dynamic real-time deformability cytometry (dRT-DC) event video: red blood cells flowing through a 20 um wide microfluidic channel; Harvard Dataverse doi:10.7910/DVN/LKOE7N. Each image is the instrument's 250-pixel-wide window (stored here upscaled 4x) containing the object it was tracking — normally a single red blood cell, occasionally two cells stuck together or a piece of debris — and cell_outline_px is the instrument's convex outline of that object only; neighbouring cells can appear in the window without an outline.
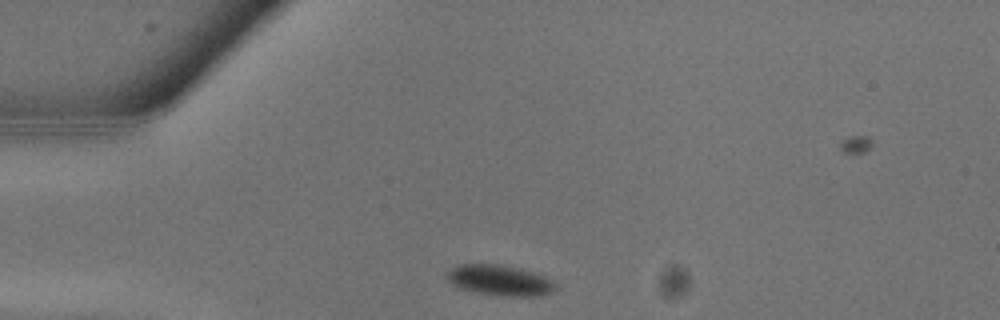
{"species": "common noctule bat (a hibernating species)", "species_latin": "Nyctalus noctula", "temperature_condition": "warm", "stored_images_in_passage": 9, "camera_frame_rate_fps": 3000, "um_per_image_px": 0.085, "animal": {"sex": "male", "body_mass_g": 13.3}, "frame": {"image": 1, "passage_image": 1, "time_ms": 0.0, "image_size_px": [1000, 320], "cell_outline_px": [[556, 288], [552, 292], [540, 296], [504, 296], [476, 292], [460, 288], [452, 284], [444, 276], [452, 268], [460, 264], [496, 264], [520, 268], [556, 280]], "centroid_in_image_um": [42.51, 23.83], "position_along_channel_um": 42.5, "area_um2": 19.42}}
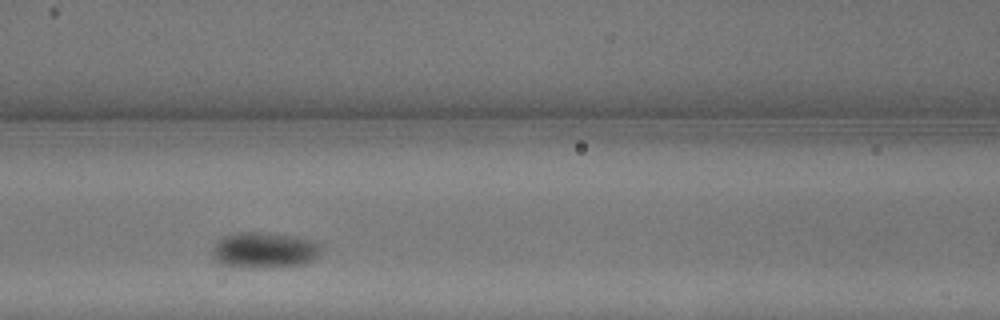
{"frame": {"image": 2, "passage_image": 6, "time_ms": 1.667, "image_size_px": [1000, 320], "cell_outline_px": [[324, 248], [312, 260], [304, 264], [264, 268], [252, 268], [220, 264], [212, 256], [212, 248], [216, 240], [224, 236], [236, 232], [268, 232], [296, 236], [316, 240], [324, 244]], "centroid_in_image_um": [22.5, 21.24], "position_along_channel_um": 144.1, "area_um2": 23.35}}
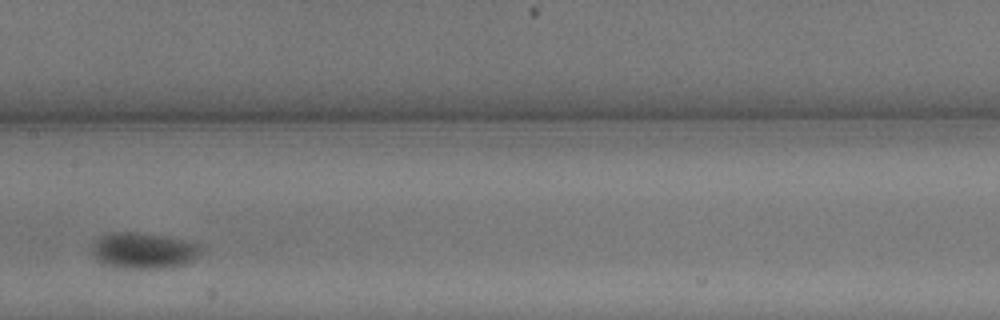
{"frame": {"image": 3, "passage_image": 8, "time_ms": 2.333, "image_size_px": [1000, 320], "cell_outline_px": [[204, 248], [192, 260], [184, 264], [172, 268], [120, 268], [100, 264], [96, 260], [92, 252], [92, 248], [96, 240], [100, 236], [108, 232], [140, 232], [164, 236], [184, 240], [196, 244]], "centroid_in_image_um": [12.16, 21.31], "position_along_channel_um": 195.2, "area_um2": 23.06}}